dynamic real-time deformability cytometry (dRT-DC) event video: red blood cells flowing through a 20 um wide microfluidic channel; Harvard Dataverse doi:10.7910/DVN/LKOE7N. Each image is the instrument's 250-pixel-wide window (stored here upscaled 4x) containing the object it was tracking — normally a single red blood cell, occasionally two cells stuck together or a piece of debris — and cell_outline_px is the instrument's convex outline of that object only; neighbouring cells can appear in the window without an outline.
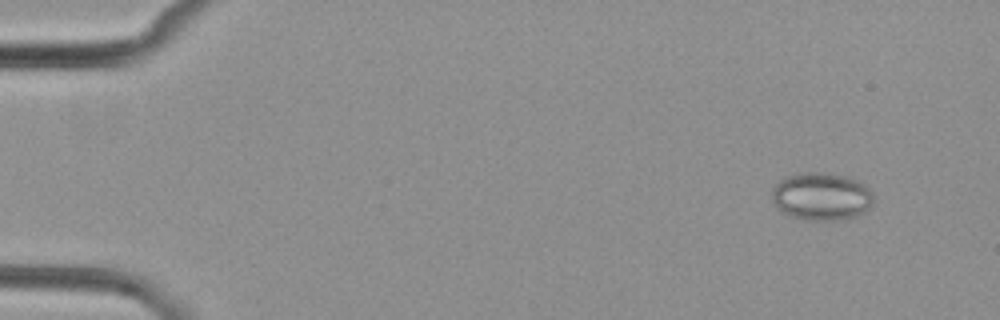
{"species": "common noctule bat (a hibernating species)", "species_latin": "Nyctalus noctula", "temperature_condition": "cold", "stored_images_in_passage": 3, "camera_frame_rate_fps": 3000, "um_per_image_px": 0.085, "animal": {"sex": "female", "body_mass_g": 29.2, "forearm_length_mm": 56.3}, "frame": {"image": 1, "passage_image": 1, "time_ms": 0.0, "image_size_px": [1000, 320], "cell_outline_px": [[872, 204], [864, 212], [856, 216], [836, 220], [804, 220], [792, 216], [776, 208], [772, 200], [772, 188], [784, 176], [800, 172], [824, 172], [848, 176], [864, 184], [872, 192]], "centroid_in_image_um": [69.79, 16.68], "position_along_channel_um": 15.2, "area_um2": 28.5}}